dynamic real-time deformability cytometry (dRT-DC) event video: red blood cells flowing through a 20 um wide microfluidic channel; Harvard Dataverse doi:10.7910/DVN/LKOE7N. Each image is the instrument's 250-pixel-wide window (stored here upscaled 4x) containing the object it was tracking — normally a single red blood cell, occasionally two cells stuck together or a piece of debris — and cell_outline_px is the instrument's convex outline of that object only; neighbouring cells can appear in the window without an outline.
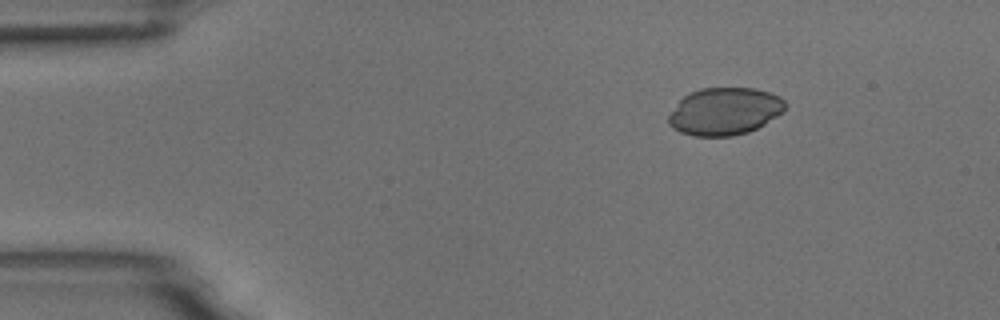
{"species": "common noctule bat (a hibernating species)", "species_latin": "Nyctalus noctula", "temperature_condition": "room temperature", "stored_images_in_passage": 4, "segment_of_instrument_passage": [1, 2], "camera_frame_rate_fps": 3000, "um_per_image_px": 0.085, "animal": {"sex": "male", "body_mass_g": 18.8}, "frame": {"image": 1, "passage_image": 1, "time_ms": 0.0, "image_size_px": [1000, 320], "cell_outline_px": [[784, 112], [764, 124], [748, 132], [732, 136], [692, 136], [680, 132], [672, 128], [668, 124], [668, 116], [676, 104], [688, 92], [700, 88], [756, 88], [780, 96], [784, 100]], "centroid_in_image_um": [61.57, 9.46], "position_along_channel_um": 23.4, "area_um2": 32.37}}